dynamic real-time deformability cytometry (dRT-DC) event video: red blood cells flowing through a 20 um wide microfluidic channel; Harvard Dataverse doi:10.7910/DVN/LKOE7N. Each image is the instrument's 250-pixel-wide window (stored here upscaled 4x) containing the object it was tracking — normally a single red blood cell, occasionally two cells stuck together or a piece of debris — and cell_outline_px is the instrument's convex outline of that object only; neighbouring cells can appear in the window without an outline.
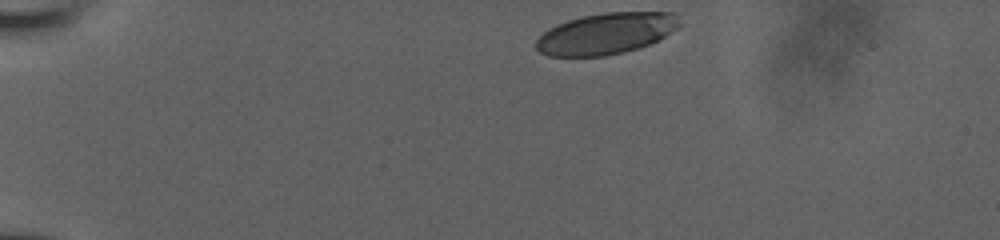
{"species": "human", "species_latin": "Homo sapiens", "temperature_condition": "room temperature", "stored_images_in_passage": 37, "camera_frame_rate_fps": 3000, "um_per_image_px": 0.085, "donor": {"sex": "male"}, "frame": {"image": 1, "passage_image": 1, "time_ms": 0.0, "image_size_px": [1000, 240], "cell_outline_px": [[680, 24], [676, 28], [660, 40], [624, 52], [604, 56], [548, 56], [540, 52], [536, 48], [536, 40], [548, 28], [556, 24], [580, 16], [604, 12], [676, 12]], "centroid_in_image_um": [51.51, 2.84], "position_along_channel_um": 33.5, "area_um2": 34.56}}
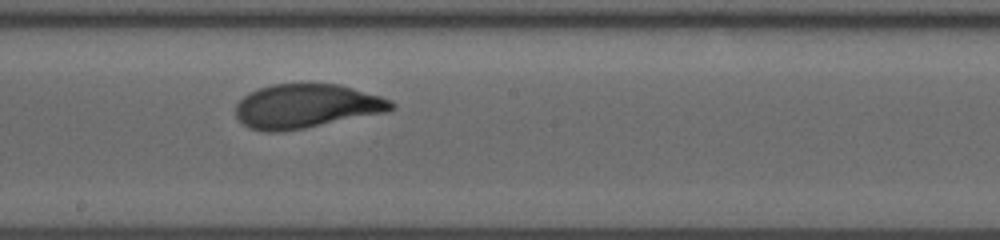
{"frame": {"image": 2, "passage_image": 22, "time_ms": 7.0, "image_size_px": [1000, 240], "cell_outline_px": [[396, 108], [388, 112], [304, 128], [280, 132], [264, 132], [248, 128], [236, 116], [236, 104], [244, 96], [260, 88], [272, 84], [340, 84], [380, 96], [392, 100], [396, 104]], "centroid_in_image_um": [26.07, 9.03], "position_along_channel_um": 222.1, "area_um2": 40.0}}
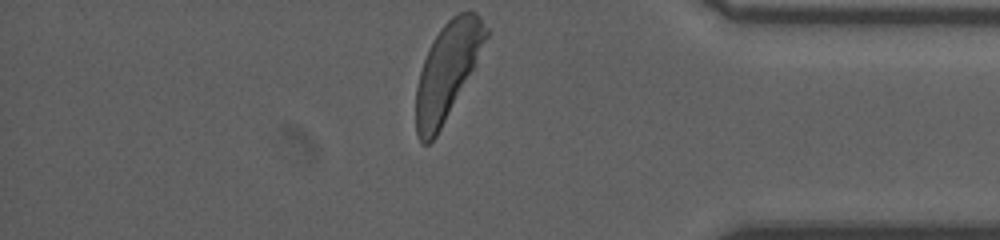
{"frame": {"image": 3, "passage_image": 37, "time_ms": 12.0, "image_size_px": [1000, 240], "cell_outline_px": [[488, 36], [472, 68], [436, 136], [428, 144], [424, 144], [420, 140], [416, 132], [416, 88], [420, 72], [428, 48], [440, 28], [452, 16], [460, 12], [476, 12], [480, 16], [488, 28]], "centroid_in_image_um": [37.99, 5.99], "position_along_channel_um": 397.2, "area_um2": 37.97}, "authors_computed_cell_mechanics": {"area_um2": 39.882, "velocity_mm_per_s": 3.893, "shape_relaxation_time_tau1_ms": 3.614, "shape_relaxation_time_tau2_ms": null, "deformation_change_tau1": 0.1753, "deformation_change_tau2": null}}